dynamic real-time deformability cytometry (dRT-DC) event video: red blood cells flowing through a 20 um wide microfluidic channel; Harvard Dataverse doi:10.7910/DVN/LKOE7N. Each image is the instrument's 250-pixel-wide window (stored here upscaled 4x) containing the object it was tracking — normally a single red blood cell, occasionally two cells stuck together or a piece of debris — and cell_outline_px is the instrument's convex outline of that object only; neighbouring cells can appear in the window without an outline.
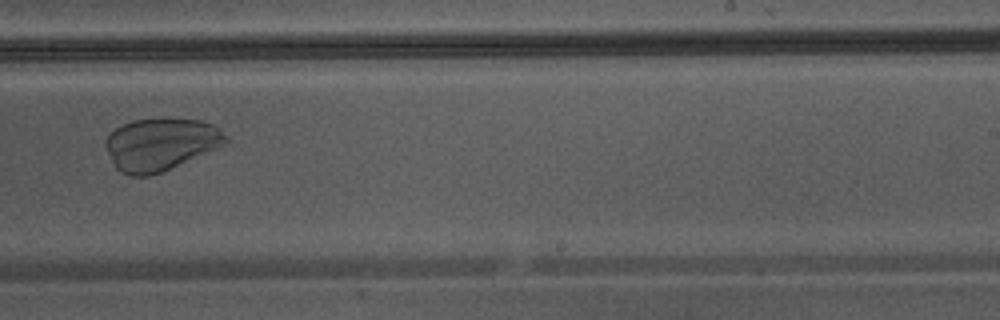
{"species": "Egyptian fruit bat (a non-hibernating species)", "species_latin": "Rousettus aegyptiacus", "temperature_condition": "warm", "stored_images_in_passage": 39, "camera_frame_rate_fps": 3000, "um_per_image_px": 0.085, "animal": {"sex": "male"}, "frame": {"image": 1, "passage_image": 23, "time_ms": 7.333, "image_size_px": [1000, 320], "cell_outline_px": [[232, 144], [160, 172], [148, 176], [132, 176], [120, 172], [116, 168], [104, 144], [104, 140], [116, 128], [132, 120], [204, 120], [220, 128], [232, 140]], "centroid_in_image_um": [13.75, 12.28], "position_along_channel_um": 275.2, "area_um2": 36.82}}